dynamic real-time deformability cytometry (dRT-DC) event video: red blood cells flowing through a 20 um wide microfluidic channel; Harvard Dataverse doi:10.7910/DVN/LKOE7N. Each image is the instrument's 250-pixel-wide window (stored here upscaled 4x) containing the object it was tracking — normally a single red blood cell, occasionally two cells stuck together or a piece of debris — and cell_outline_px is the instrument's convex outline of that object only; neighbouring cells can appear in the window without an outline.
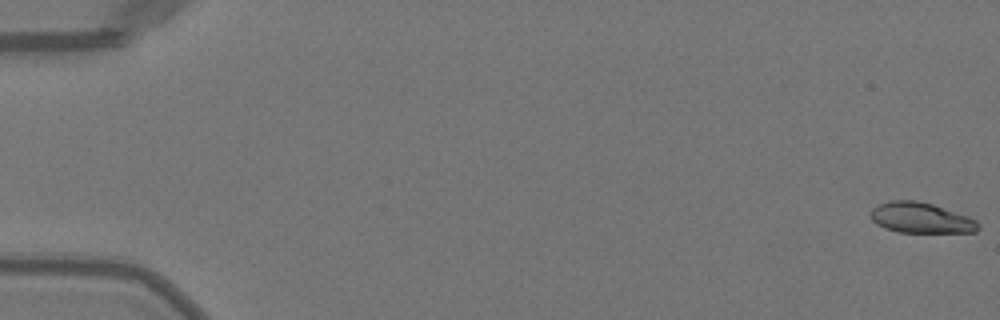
{"species": "Egyptian fruit bat (a non-hibernating species)", "species_latin": "Rousettus aegyptiacus", "temperature_condition": "warm", "stored_images_in_passage": 52, "camera_frame_rate_fps": 3000, "um_per_image_px": 0.085, "animal": {"sex": "female"}, "frame": {"image": 1, "passage_image": 1, "time_ms": 0.0, "image_size_px": [1000, 320], "cell_outline_px": [[980, 228], [976, 232], [896, 232], [884, 228], [876, 224], [872, 220], [872, 208], [888, 200], [916, 200], [932, 204], [968, 216], [976, 220], [980, 224]], "centroid_in_image_um": [78.28, 18.52], "position_along_channel_um": 6.7, "area_um2": 19.13}}
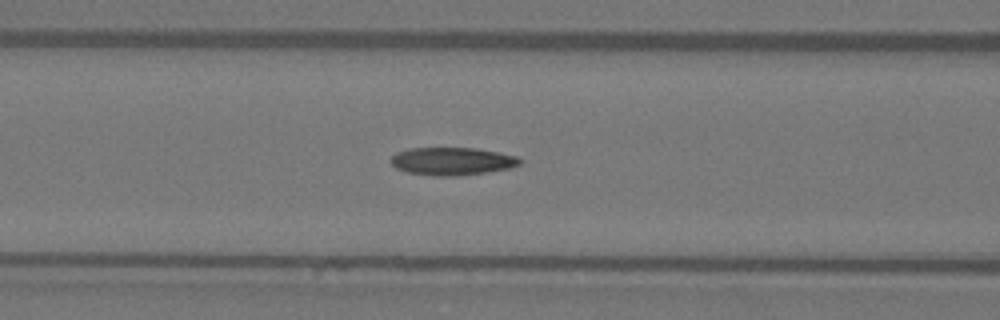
{"frame": {"image": 2, "passage_image": 22, "time_ms": 7.0, "image_size_px": [1000, 320], "cell_outline_px": [[520, 164], [512, 168], [488, 172], [456, 176], [432, 176], [408, 172], [396, 168], [392, 164], [392, 156], [396, 152], [408, 148], [476, 148], [500, 152], [516, 156], [520, 160]], "centroid_in_image_um": [38.44, 13.7], "position_along_channel_um": 128.2, "area_um2": 20.98}}
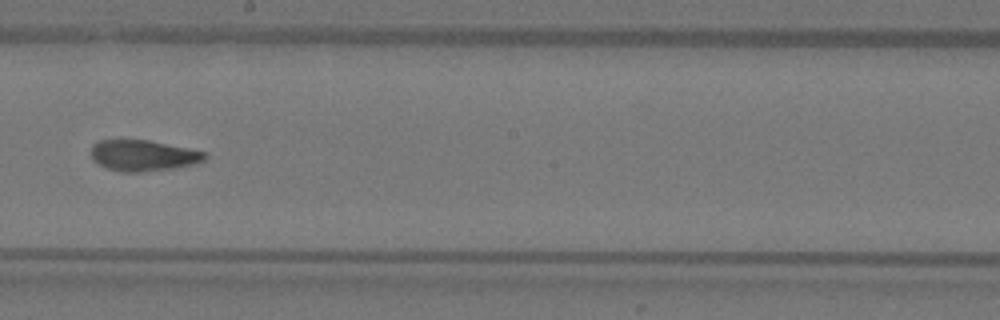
{"frame": {"image": 3, "passage_image": 30, "time_ms": 9.667, "image_size_px": [1000, 320], "cell_outline_px": [[208, 156], [204, 160], [196, 164], [176, 168], [140, 172], [120, 172], [108, 168], [92, 160], [92, 144], [100, 140], [148, 140], [208, 152]], "centroid_in_image_um": [12.22, 13.22], "position_along_channel_um": 236.0, "area_um2": 20.63}, "authors_computed_cell_mechanics": {"area_um2": 20.5768, "velocity_mm_per_s": 4.0464, "shape_relaxation_time_tau1_ms": 7.8534, "shape_relaxation_time_tau2_ms": 2.1668, "deformation_change_tau1": 0.2369, "deformation_change_tau2": 0.0732}}